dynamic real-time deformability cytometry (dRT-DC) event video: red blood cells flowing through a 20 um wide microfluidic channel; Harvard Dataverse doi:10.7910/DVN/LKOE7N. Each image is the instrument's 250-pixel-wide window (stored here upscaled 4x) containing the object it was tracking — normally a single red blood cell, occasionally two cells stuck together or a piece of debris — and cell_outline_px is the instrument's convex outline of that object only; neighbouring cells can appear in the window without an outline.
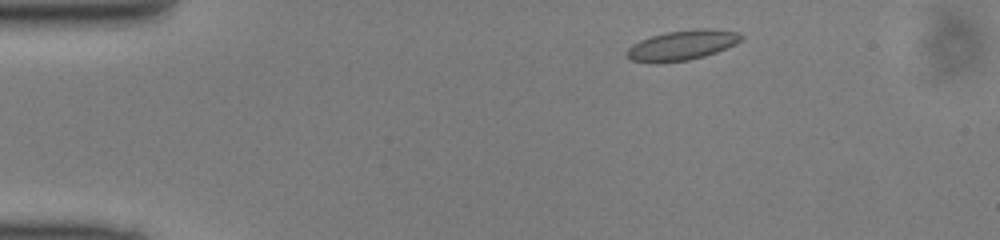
{"species": "common noctule bat (a hibernating species)", "species_latin": "Nyctalus noctula", "temperature_condition": "cold", "stored_images_in_passage": 44, "camera_frame_rate_fps": 3000, "um_per_image_px": 0.085, "animal": {"sex": "male", "body_mass_g": 13.0, "forearm_length_mm": 53.1}, "frame": {"image": 1, "passage_image": 3, "time_ms": 0.667, "image_size_px": [1000, 240], "cell_outline_px": [[744, 36], [736, 44], [716, 52], [704, 56], [688, 60], [656, 64], [632, 60], [628, 56], [628, 48], [632, 44], [640, 40], [652, 36], [668, 32], [696, 28], [712, 28], [740, 32]], "centroid_in_image_um": [58.02, 3.84], "position_along_channel_um": 27.0, "area_um2": 20.06}}
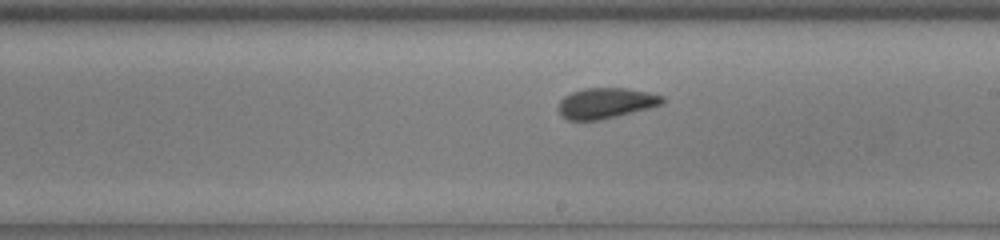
{"frame": {"image": 2, "passage_image": 23, "time_ms": 7.333, "image_size_px": [1000, 240], "cell_outline_px": [[664, 100], [660, 104], [648, 108], [600, 120], [568, 120], [560, 116], [560, 100], [564, 96], [572, 92], [584, 88], [628, 88], [648, 92], [664, 96]], "centroid_in_image_um": [51.48, 8.76], "position_along_channel_um": 237.5, "area_um2": 18.32}}
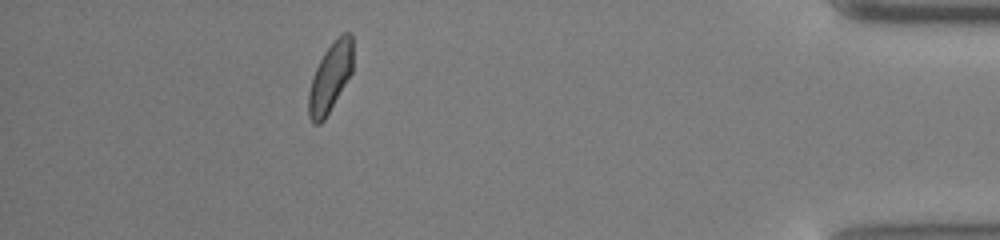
{"frame": {"image": 3, "passage_image": 39, "time_ms": 12.667, "image_size_px": [1000, 240], "cell_outline_px": [[352, 72], [324, 120], [320, 124], [312, 124], [308, 116], [308, 92], [312, 76], [324, 52], [340, 32], [352, 32]], "centroid_in_image_um": [28.06, 6.57], "position_along_channel_um": 407.1, "area_um2": 17.98}}